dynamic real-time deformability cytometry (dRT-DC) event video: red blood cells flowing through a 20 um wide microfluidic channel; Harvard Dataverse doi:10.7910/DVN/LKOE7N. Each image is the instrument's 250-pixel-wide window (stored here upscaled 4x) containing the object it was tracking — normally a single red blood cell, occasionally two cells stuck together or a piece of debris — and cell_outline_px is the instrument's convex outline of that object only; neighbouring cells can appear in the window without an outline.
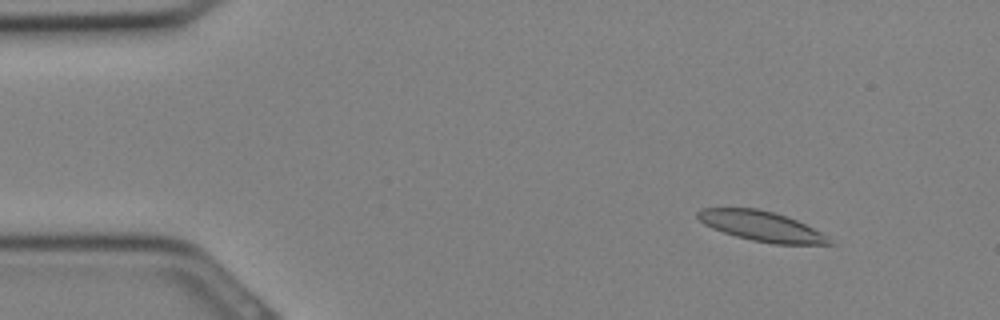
{"species": "Egyptian fruit bat (a non-hibernating species)", "species_latin": "Rousettus aegyptiacus", "temperature_condition": "cold", "stored_images_in_passage": 10, "camera_frame_rate_fps": 3000, "um_per_image_px": 0.085, "animal": {"sex": "female"}, "frame": {"image": 1, "passage_image": 4, "time_ms": 1.0, "image_size_px": [1000, 320], "cell_outline_px": [[836, 244], [776, 244], [752, 240], [736, 236], [712, 228], [704, 224], [696, 216], [696, 212], [704, 208], [756, 208], [772, 212], [796, 220], [828, 236]], "centroid_in_image_um": [64.72, 19.23], "position_along_channel_um": 20.3, "area_um2": 22.66}}
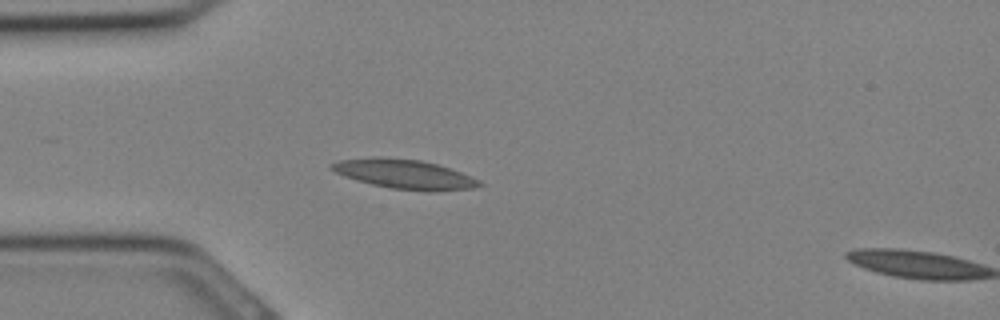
{"frame": {"image": 2, "passage_image": 9, "time_ms": 2.667, "image_size_px": [1000, 320], "cell_outline_px": [[484, 184], [472, 188], [428, 192], [392, 188], [372, 184], [356, 180], [344, 176], [328, 168], [328, 164], [340, 160], [372, 156], [380, 156], [420, 160], [436, 164], [472, 176], [480, 180]], "centroid_in_image_um": [34.34, 14.79], "position_along_channel_um": 50.7, "area_um2": 25.43}}